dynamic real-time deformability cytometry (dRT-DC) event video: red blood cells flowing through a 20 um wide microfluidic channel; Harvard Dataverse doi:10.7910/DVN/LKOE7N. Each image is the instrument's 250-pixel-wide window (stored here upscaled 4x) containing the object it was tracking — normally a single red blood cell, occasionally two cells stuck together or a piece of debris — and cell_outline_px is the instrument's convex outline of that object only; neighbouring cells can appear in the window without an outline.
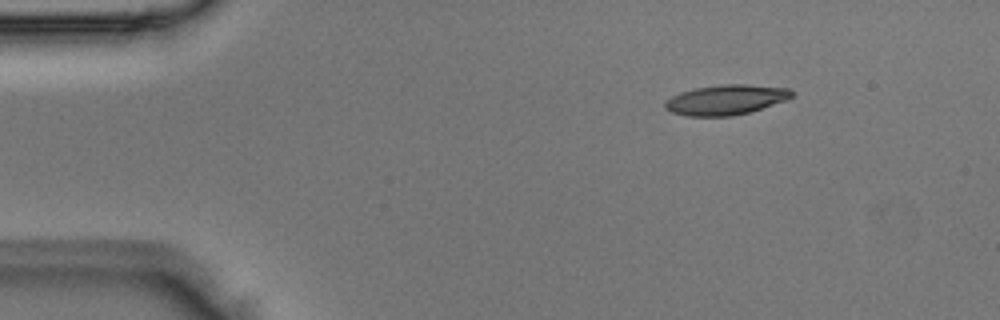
{"species": "Egyptian fruit bat (a non-hibernating species)", "species_latin": "Rousettus aegyptiacus", "temperature_condition": "room temperature", "stored_images_in_passage": 45, "camera_frame_rate_fps": 3000, "um_per_image_px": 0.085, "animal": {"sex": "male"}, "frame": {"image": 1, "passage_image": 2, "time_ms": 0.333, "image_size_px": [1000, 320], "cell_outline_px": [[796, 92], [788, 100], [748, 112], [732, 116], [688, 116], [672, 112], [664, 108], [664, 104], [672, 96], [680, 92], [696, 88], [720, 84], [744, 84], [792, 88]], "centroid_in_image_um": [61.75, 8.47], "position_along_channel_um": 23.2, "area_um2": 22.25}}
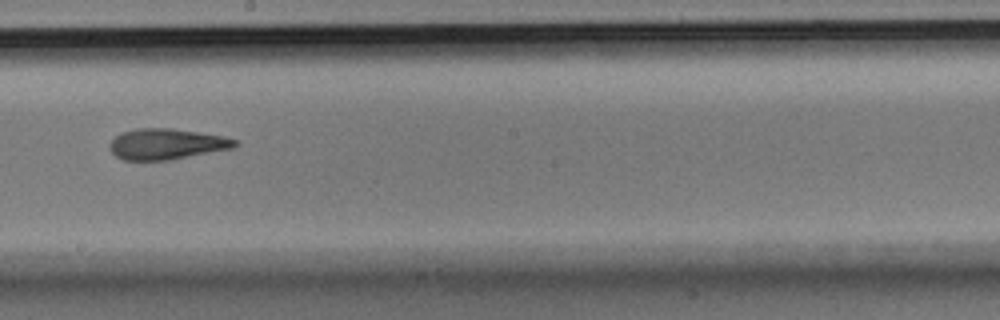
{"frame": {"image": 2, "passage_image": 23, "time_ms": 7.333, "image_size_px": [1000, 320], "cell_outline_px": [[236, 144], [232, 148], [168, 160], [124, 160], [116, 156], [112, 152], [108, 144], [116, 136], [124, 132], [140, 128], [172, 128], [224, 136], [236, 140]], "centroid_in_image_um": [14.13, 12.24], "position_along_channel_um": 234.1, "area_um2": 22.14}}
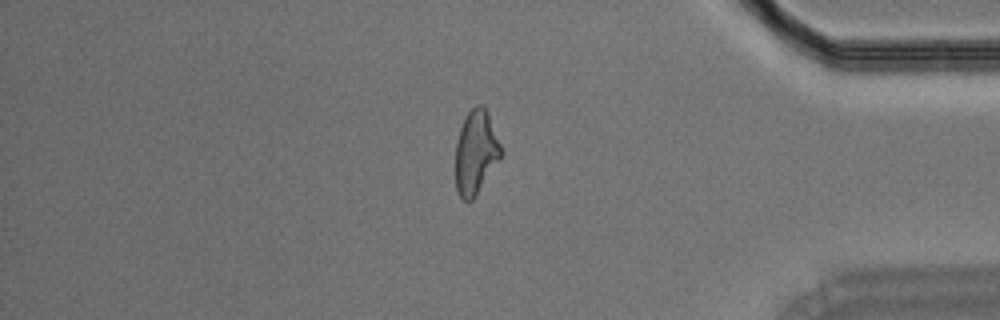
{"frame": {"image": 3, "passage_image": 37, "time_ms": 12.0, "image_size_px": [1000, 320], "cell_outline_px": [[504, 152], [472, 200], [464, 200], [460, 196], [456, 188], [456, 140], [460, 128], [468, 112], [476, 104], [480, 104], [488, 112]], "centroid_in_image_um": [40.45, 12.91], "position_along_channel_um": 394.7, "area_um2": 21.96}}